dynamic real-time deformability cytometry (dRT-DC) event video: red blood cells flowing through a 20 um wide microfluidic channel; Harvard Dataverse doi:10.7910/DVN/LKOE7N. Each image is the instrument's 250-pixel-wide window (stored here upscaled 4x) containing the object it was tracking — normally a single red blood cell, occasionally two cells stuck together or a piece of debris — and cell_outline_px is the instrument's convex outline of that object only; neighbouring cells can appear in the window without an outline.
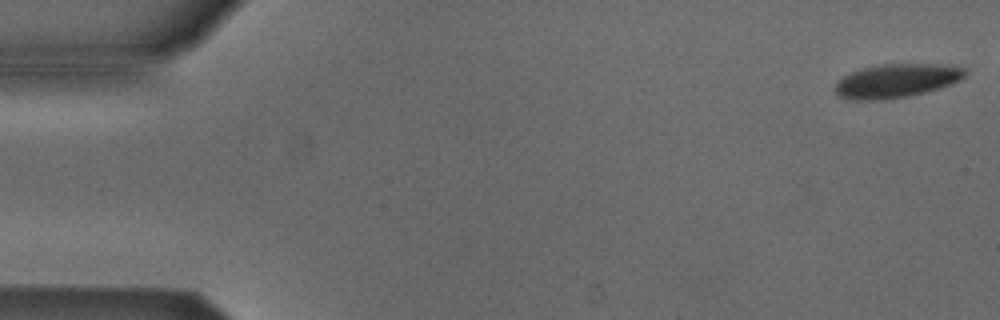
{"species": "Egyptian fruit bat (a non-hibernating species)", "species_latin": "Rousettus aegyptiacus", "temperature_condition": "cold", "stored_images_in_passage": 47, "camera_frame_rate_fps": 3000, "um_per_image_px": 0.085, "animal": {"sex": "male"}, "frame": {"image": 1, "passage_image": 1, "time_ms": 0.0, "image_size_px": [1000, 320], "cell_outline_px": [[968, 72], [964, 76], [948, 84], [924, 92], [908, 96], [880, 100], [852, 100], [840, 96], [836, 92], [836, 84], [844, 76], [852, 72], [876, 64], [952, 64], [964, 68]], "centroid_in_image_um": [76.2, 6.85], "position_along_channel_um": 8.8, "area_um2": 25.2}}
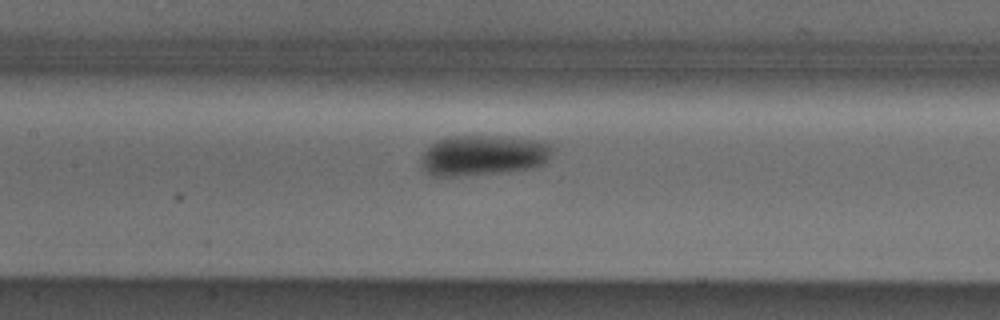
{"frame": {"image": 2, "passage_image": 24, "time_ms": 7.667, "image_size_px": [1000, 320], "cell_outline_px": [[552, 152], [548, 160], [544, 164], [532, 168], [500, 172], [448, 176], [432, 176], [424, 168], [420, 160], [420, 156], [428, 144], [436, 140], [448, 136], [496, 136], [532, 140], [552, 144]], "centroid_in_image_um": [41.03, 13.19], "position_along_channel_um": 166.4, "area_um2": 30.87}}
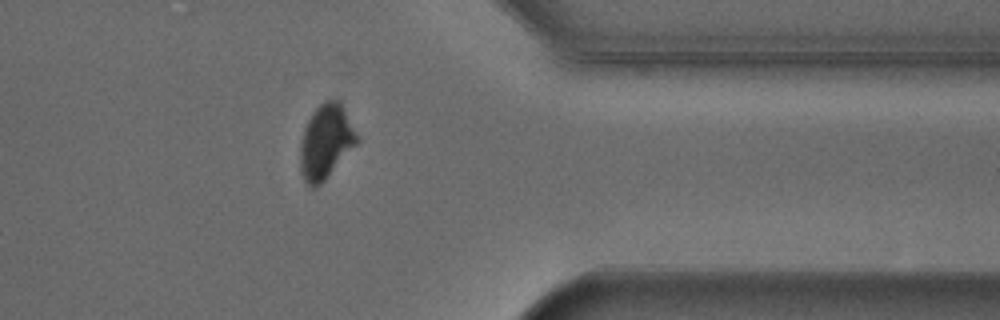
{"frame": {"image": 3, "passage_image": 42, "time_ms": 13.667, "image_size_px": [1000, 320], "cell_outline_px": [[360, 140], [324, 180], [316, 188], [312, 188], [304, 180], [300, 168], [300, 140], [304, 128], [312, 112], [324, 100], [340, 100]], "centroid_in_image_um": [27.68, 12.03], "position_along_channel_um": 383.7, "area_um2": 24.45}, "authors_computed_cell_mechanics": {"area_um2": 27.9752, "velocity_mm_per_s": 3.8494, "shape_relaxation_time_tau1_ms": 2.0441, "shape_relaxation_time_tau2_ms": null, "deformation_change_tau1": 0.09, "deformation_change_tau2": null}}